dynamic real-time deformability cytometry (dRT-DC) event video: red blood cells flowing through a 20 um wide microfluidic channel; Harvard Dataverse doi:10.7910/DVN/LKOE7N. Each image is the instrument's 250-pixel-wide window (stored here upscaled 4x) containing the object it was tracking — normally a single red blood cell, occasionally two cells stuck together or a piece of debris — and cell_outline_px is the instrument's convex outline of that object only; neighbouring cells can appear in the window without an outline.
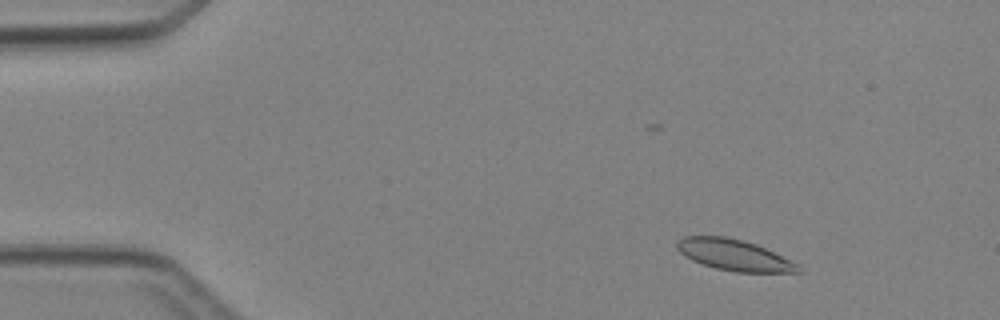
{"species": "Egyptian fruit bat (a non-hibernating species)", "species_latin": "Rousettus aegyptiacus", "temperature_condition": "cold", "stored_images_in_passage": 4, "camera_frame_rate_fps": 3000, "um_per_image_px": 0.085, "animal": {"sex": "female"}, "frame": {"image": 1, "passage_image": 2, "time_ms": 1.0, "image_size_px": [1000, 320], "cell_outline_px": [[800, 272], [736, 272], [716, 268], [692, 260], [684, 256], [676, 248], [676, 244], [684, 236], [724, 236], [756, 244], [800, 264]], "centroid_in_image_um": [62.41, 21.68], "position_along_channel_um": 22.6, "area_um2": 21.73}}